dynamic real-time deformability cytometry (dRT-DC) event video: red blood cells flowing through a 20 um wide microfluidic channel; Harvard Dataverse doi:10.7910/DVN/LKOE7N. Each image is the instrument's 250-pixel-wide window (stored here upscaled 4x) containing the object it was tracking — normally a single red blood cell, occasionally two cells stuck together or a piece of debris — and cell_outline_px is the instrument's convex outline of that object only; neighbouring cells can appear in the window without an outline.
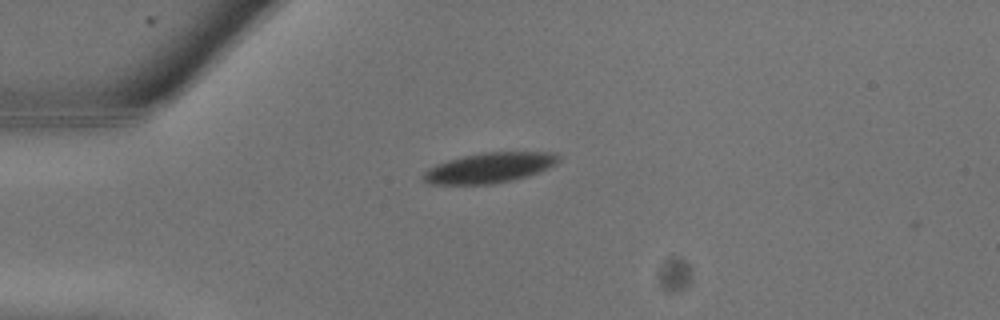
{"species": "common noctule bat (a hibernating species)", "species_latin": "Nyctalus noctula", "temperature_condition": "warm", "stored_images_in_passage": 4, "camera_frame_rate_fps": 3000, "um_per_image_px": 0.085, "animal": {"sex": "male", "body_mass_g": 13.3}, "frame": {"image": 1, "passage_image": 1, "time_ms": 0.0, "image_size_px": [1000, 320], "cell_outline_px": [[560, 160], [556, 164], [548, 168], [512, 180], [492, 184], [428, 184], [420, 176], [428, 168], [436, 164], [448, 160], [464, 156], [484, 152], [552, 152], [560, 156]], "centroid_in_image_um": [41.57, 14.26], "position_along_channel_um": 43.4, "area_um2": 23.64}}